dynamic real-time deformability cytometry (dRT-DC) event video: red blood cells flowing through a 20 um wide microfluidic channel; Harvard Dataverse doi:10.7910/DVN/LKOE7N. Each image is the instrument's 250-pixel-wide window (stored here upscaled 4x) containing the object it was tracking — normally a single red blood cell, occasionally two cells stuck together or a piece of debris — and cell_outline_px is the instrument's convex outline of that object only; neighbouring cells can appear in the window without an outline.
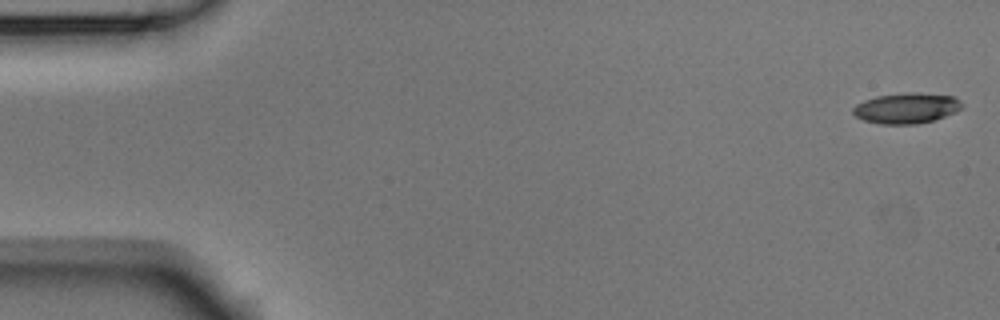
{"species": "Egyptian fruit bat (a non-hibernating species)", "species_latin": "Rousettus aegyptiacus", "temperature_condition": "room temperature", "stored_images_in_passage": 53, "camera_frame_rate_fps": 3000, "um_per_image_px": 0.085, "animal": {"sex": "male"}, "frame": {"image": 1, "passage_image": 1, "time_ms": 0.0, "image_size_px": [1000, 320], "cell_outline_px": [[964, 104], [960, 108], [944, 116], [932, 120], [916, 124], [880, 124], [864, 120], [856, 116], [852, 112], [852, 108], [856, 104], [864, 100], [876, 96], [904, 92], [920, 92], [952, 96], [960, 100]], "centroid_in_image_um": [77.01, 9.17], "position_along_channel_um": 8.0, "area_um2": 19.36}}
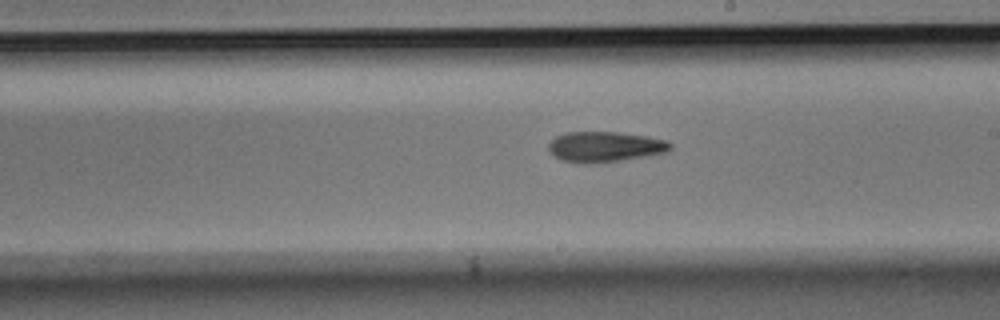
{"frame": {"image": 2, "passage_image": 30, "time_ms": 9.667, "image_size_px": [1000, 320], "cell_outline_px": [[672, 148], [668, 152], [648, 156], [592, 164], [576, 164], [560, 160], [548, 148], [548, 144], [556, 136], [564, 132], [616, 132], [648, 136], [668, 140], [672, 144]], "centroid_in_image_um": [51.44, 12.48], "position_along_channel_um": 237.6, "area_um2": 21.91}}
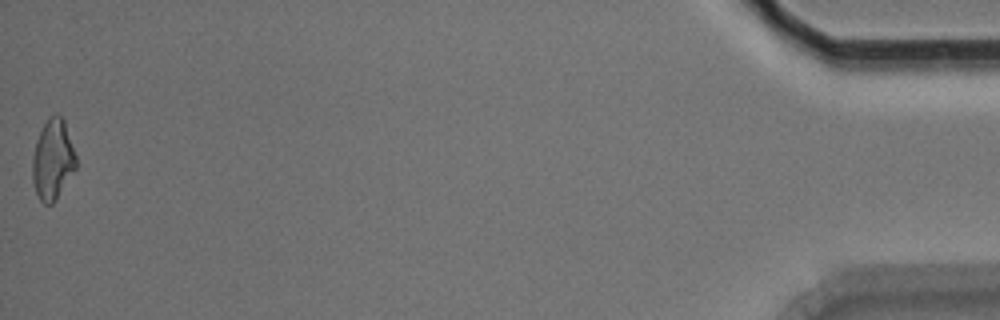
{"frame": {"image": 3, "passage_image": 53, "time_ms": 17.333, "image_size_px": [1000, 320], "cell_outline_px": [[76, 168], [56, 200], [52, 204], [44, 204], [40, 200], [36, 192], [32, 180], [32, 156], [36, 140], [48, 116], [60, 116], [64, 120], [76, 156]], "centroid_in_image_um": [4.47, 13.6], "position_along_channel_um": 430.7, "area_um2": 20.29}, "authors_computed_cell_mechanics": {"area_um2": 20.519, "velocity_mm_per_s": 3.7876, "shape_relaxation_time_tau1_ms": null, "shape_relaxation_time_tau2_ms": 11.3308, "deformation_change_tau1": null, "deformation_change_tau2": 0.2645}}